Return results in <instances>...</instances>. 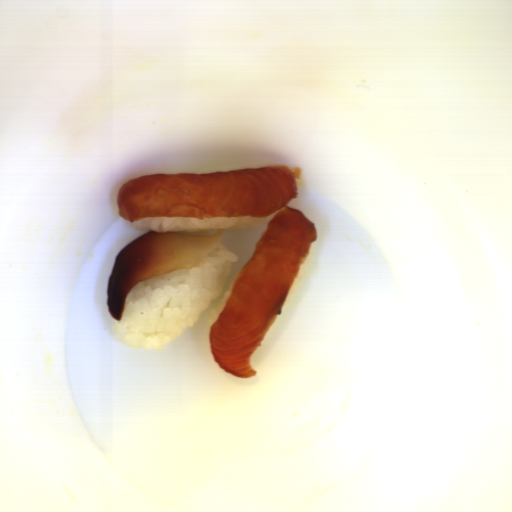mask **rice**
Here are the masks:
<instances>
[{
    "mask_svg": "<svg viewBox=\"0 0 512 512\" xmlns=\"http://www.w3.org/2000/svg\"><path fill=\"white\" fill-rule=\"evenodd\" d=\"M237 261V254L219 243L193 268L136 283L126 296L120 319H114L112 333L130 347L162 353L219 296Z\"/></svg>",
    "mask_w": 512,
    "mask_h": 512,
    "instance_id": "1",
    "label": "rice"
},
{
    "mask_svg": "<svg viewBox=\"0 0 512 512\" xmlns=\"http://www.w3.org/2000/svg\"><path fill=\"white\" fill-rule=\"evenodd\" d=\"M267 217H144L127 221L129 227L137 231H216L260 227Z\"/></svg>",
    "mask_w": 512,
    "mask_h": 512,
    "instance_id": "2",
    "label": "rice"
},
{
    "mask_svg": "<svg viewBox=\"0 0 512 512\" xmlns=\"http://www.w3.org/2000/svg\"><path fill=\"white\" fill-rule=\"evenodd\" d=\"M236 280H237V278L234 279V281L231 283V285L229 286L227 291L222 295L220 301L217 303V305L209 313V317H208V328H209V331L212 328V326L215 323V321L217 320V318L219 317V315L222 312V310L224 309V307H225V305H226V303H227V301H228V299L230 297L232 289H233V287L235 285Z\"/></svg>",
    "mask_w": 512,
    "mask_h": 512,
    "instance_id": "3",
    "label": "rice"
},
{
    "mask_svg": "<svg viewBox=\"0 0 512 512\" xmlns=\"http://www.w3.org/2000/svg\"><path fill=\"white\" fill-rule=\"evenodd\" d=\"M313 249H314V248H313V245H312V247H311V249H310V251H309L308 255L306 256V258L304 259V261L302 262V264H301V266H300V268H299V270H298V273H297V275H296V277H295V279H294V282H293V284H292V286H291V289H290V291H289V293H288V295H287V297H286V299H285V301H284L283 305H284L285 303H287V302H288V300H289V298H290L291 294L294 292V290H295V289L298 287V285L301 283V281H302V279H303V277H304L305 271H306V269H307V267H308V265H309L310 261H311V260H312V258H313V254H312Z\"/></svg>",
    "mask_w": 512,
    "mask_h": 512,
    "instance_id": "4",
    "label": "rice"
}]
</instances>
